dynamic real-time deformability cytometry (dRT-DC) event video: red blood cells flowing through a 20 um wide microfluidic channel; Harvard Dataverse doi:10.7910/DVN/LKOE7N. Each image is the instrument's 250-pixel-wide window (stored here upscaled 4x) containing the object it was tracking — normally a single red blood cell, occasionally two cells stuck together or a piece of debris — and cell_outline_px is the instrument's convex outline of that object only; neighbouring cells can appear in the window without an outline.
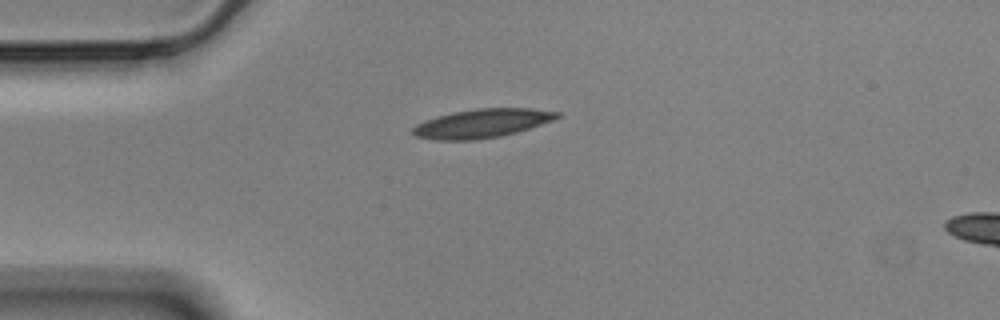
{"species": "Egyptian fruit bat (a non-hibernating species)", "species_latin": "Rousettus aegyptiacus", "temperature_condition": "cold", "stored_images_in_passage": 43, "camera_frame_rate_fps": 3000, "um_per_image_px": 0.085, "animal": {"sex": "male"}, "frame": {"image": 1, "passage_image": 1, "time_ms": 0.0, "image_size_px": [1000, 320], "cell_outline_px": [[560, 116], [552, 120], [516, 132], [500, 136], [472, 140], [432, 140], [416, 136], [412, 132], [412, 128], [416, 124], [424, 120], [436, 116], [452, 112], [476, 108], [532, 108], [560, 112]], "centroid_in_image_um": [40.92, 10.48], "position_along_channel_um": 44.1, "area_um2": 24.16}}
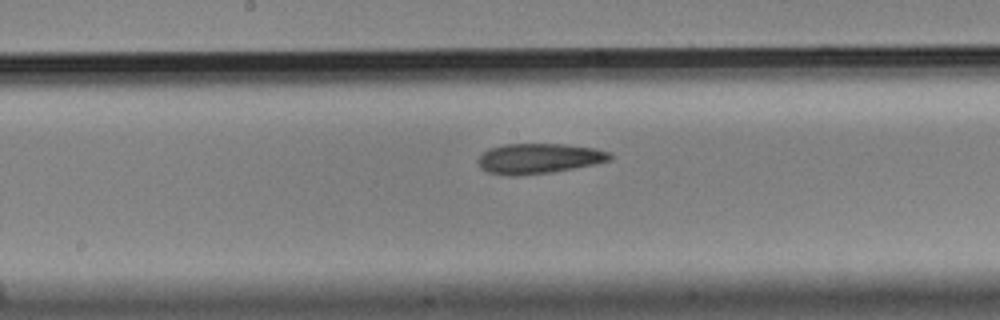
{"frame": {"image": 2, "passage_image": 16, "time_ms": 5.0, "image_size_px": [1000, 320], "cell_outline_px": [[612, 160], [596, 164], [552, 172], [516, 176], [504, 176], [488, 172], [480, 168], [476, 160], [488, 148], [504, 144], [564, 144], [596, 148], [612, 152]], "centroid_in_image_um": [45.81, 13.47], "position_along_channel_um": 202.4, "area_um2": 23.58}}
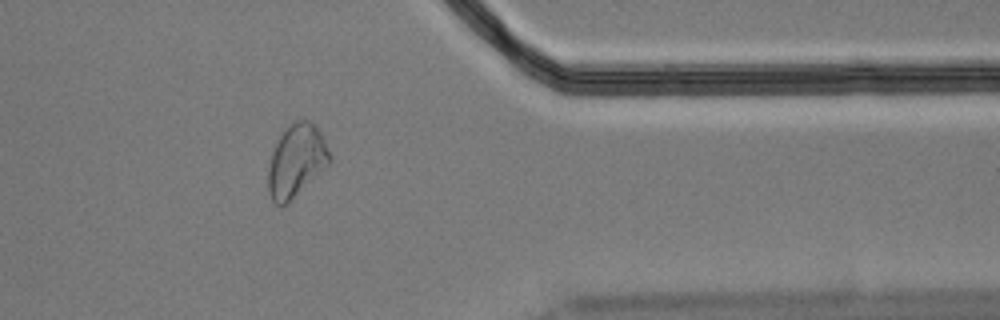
{"frame": {"image": 3, "passage_image": 33, "time_ms": 10.667, "image_size_px": [1000, 320], "cell_outline_px": [[332, 160], [328, 164], [284, 204], [276, 204], [272, 200], [268, 188], [268, 168], [272, 152], [284, 128], [296, 120], [308, 120], [316, 124], [332, 156]], "centroid_in_image_um": [25.18, 13.59], "position_along_channel_um": 386.2, "area_um2": 25.26}, "authors_computed_cell_mechanics": {"area_um2": 23.5824, "velocity_mm_per_s": 3.5252, "shape_relaxation_time_tau1_ms": 10.082, "shape_relaxation_time_tau2_ms": 3.656, "deformation_change_tau1": 0.1992, "deformation_change_tau2": 0.1117}}